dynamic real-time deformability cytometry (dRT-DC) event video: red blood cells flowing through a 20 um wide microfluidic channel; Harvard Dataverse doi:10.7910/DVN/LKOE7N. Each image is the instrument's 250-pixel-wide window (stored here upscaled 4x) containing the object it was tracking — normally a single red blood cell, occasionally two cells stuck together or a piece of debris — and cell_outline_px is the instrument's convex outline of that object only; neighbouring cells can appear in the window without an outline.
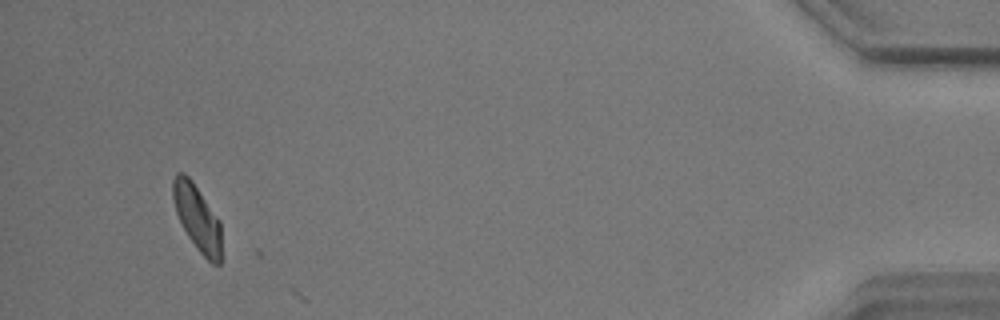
{"species": "common noctule bat (a hibernating species)", "species_latin": "Nyctalus noctula", "temperature_condition": "warm", "stored_images_in_passage": 39, "camera_frame_rate_fps": 3000, "um_per_image_px": 0.085, "animal": {"sex": "male", "body_mass_g": 17.9}, "frame": {"image": 1, "passage_image": 38, "time_ms": 12.333, "image_size_px": [1000, 320], "cell_outline_px": [[220, 264], [212, 264], [196, 248], [188, 236], [176, 212], [172, 196], [172, 180], [176, 172], [184, 172], [192, 180], [220, 220]], "centroid_in_image_um": [16.74, 18.46], "position_along_channel_um": 418.5, "area_um2": 18.5}}